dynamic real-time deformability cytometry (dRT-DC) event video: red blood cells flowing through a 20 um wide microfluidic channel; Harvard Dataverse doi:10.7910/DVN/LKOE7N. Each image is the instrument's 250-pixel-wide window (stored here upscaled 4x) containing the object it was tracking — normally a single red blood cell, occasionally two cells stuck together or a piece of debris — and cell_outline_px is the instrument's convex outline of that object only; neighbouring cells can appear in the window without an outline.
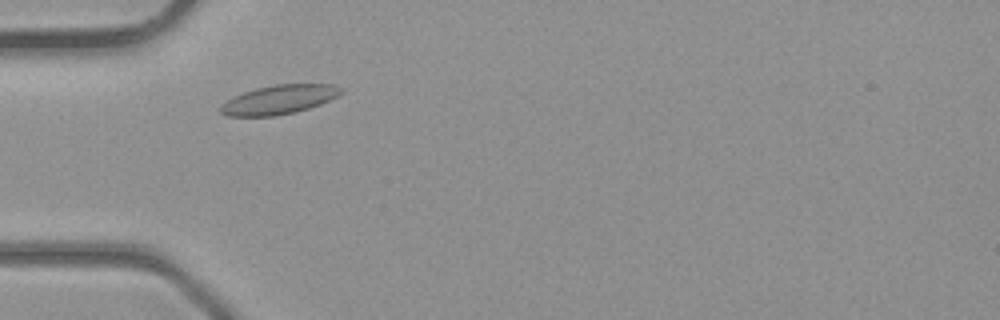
{"species": "common noctule bat (a hibernating species)", "species_latin": "Nyctalus noctula", "temperature_condition": "room temperature", "stored_images_in_passage": 33, "camera_frame_rate_fps": 3000, "um_per_image_px": 0.085, "animal": {"sex": "male", "body_mass_g": 23.1, "forearm_length_mm": 52.7}, "frame": {"image": 1, "passage_image": 5, "time_ms": 1.333, "image_size_px": [1000, 320], "cell_outline_px": [[344, 92], [320, 104], [296, 112], [272, 116], [228, 116], [220, 112], [220, 108], [232, 96], [256, 88], [276, 84], [332, 84], [344, 88]], "centroid_in_image_um": [23.74, 8.46], "position_along_channel_um": 61.3, "area_um2": 20.29}}
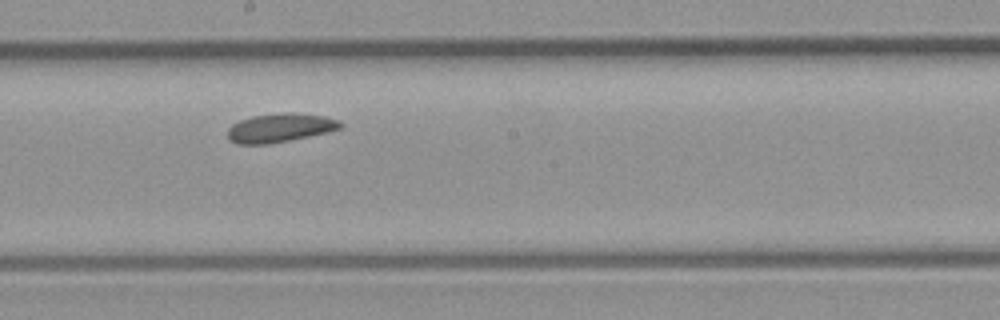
{"frame": {"image": 2, "passage_image": 15, "time_ms": 4.667, "image_size_px": [1000, 320], "cell_outline_px": [[344, 124], [340, 128], [328, 132], [268, 144], [236, 144], [228, 136], [228, 128], [232, 124], [240, 120], [252, 116], [284, 112], [324, 116], [340, 120]], "centroid_in_image_um": [23.8, 10.86], "position_along_channel_um": 224.4, "area_um2": 18.73}}
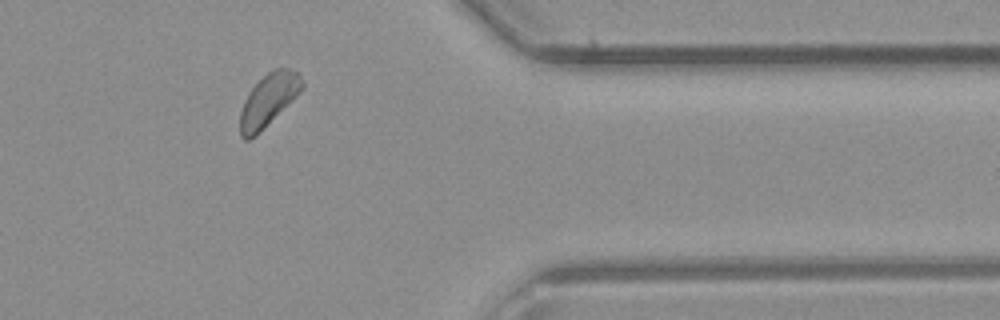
{"frame": {"image": 3, "passage_image": 26, "time_ms": 8.333, "image_size_px": [1000, 320], "cell_outline_px": [[304, 88], [256, 136], [248, 140], [244, 140], [240, 136], [240, 112], [244, 100], [248, 92], [268, 72], [276, 68], [288, 68], [296, 72], [304, 80]], "centroid_in_image_um": [22.81, 8.52], "position_along_channel_um": 388.6, "area_um2": 18.79}}